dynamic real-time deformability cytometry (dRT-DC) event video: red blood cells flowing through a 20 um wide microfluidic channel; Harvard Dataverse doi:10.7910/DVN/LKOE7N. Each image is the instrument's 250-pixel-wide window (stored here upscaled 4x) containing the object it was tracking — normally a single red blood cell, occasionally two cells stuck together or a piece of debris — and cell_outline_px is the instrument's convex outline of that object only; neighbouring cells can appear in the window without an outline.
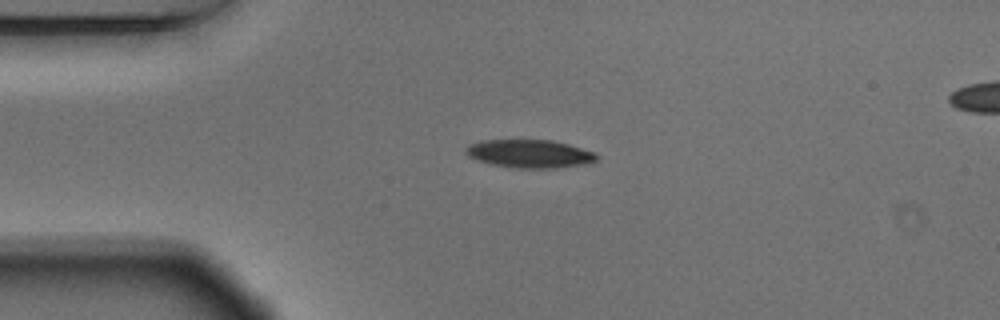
{"species": "Egyptian fruit bat (a non-hibernating species)", "species_latin": "Rousettus aegyptiacus", "temperature_condition": "warm", "stored_images_in_passage": 3, "camera_frame_rate_fps": 3000, "um_per_image_px": 0.085, "animal": {"sex": "male"}, "frame": {"image": 1, "passage_image": 1, "time_ms": 0.0, "image_size_px": [1000, 320], "cell_outline_px": [[600, 156], [592, 164], [556, 168], [516, 168], [492, 164], [476, 160], [468, 156], [464, 152], [464, 148], [468, 144], [480, 140], [552, 140], [568, 144], [596, 152]], "centroid_in_image_um": [45.05, 13.07], "position_along_channel_um": 40.0, "area_um2": 21.91}}
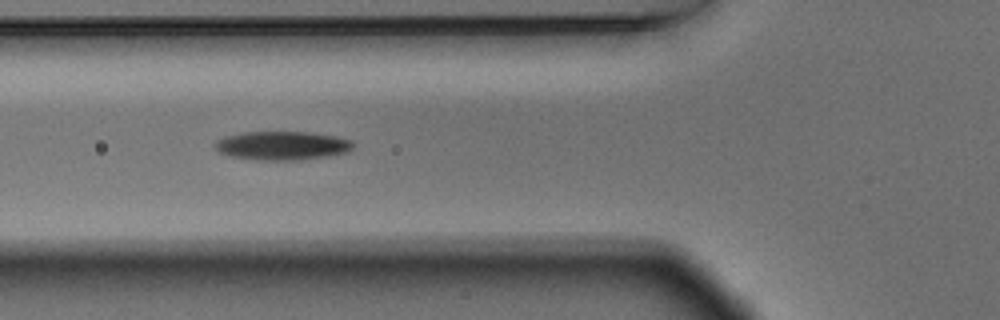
{"frame": {"image": 2, "passage_image": 3, "time_ms": 0.667, "image_size_px": [1000, 320], "cell_outline_px": [[356, 144], [348, 152], [324, 156], [296, 160], [260, 160], [232, 156], [220, 152], [216, 148], [216, 140], [224, 136], [240, 132], [312, 132], [336, 136], [352, 140]], "centroid_in_image_um": [24.01, 12.36], "position_along_channel_um": 101.8, "area_um2": 23.06}}